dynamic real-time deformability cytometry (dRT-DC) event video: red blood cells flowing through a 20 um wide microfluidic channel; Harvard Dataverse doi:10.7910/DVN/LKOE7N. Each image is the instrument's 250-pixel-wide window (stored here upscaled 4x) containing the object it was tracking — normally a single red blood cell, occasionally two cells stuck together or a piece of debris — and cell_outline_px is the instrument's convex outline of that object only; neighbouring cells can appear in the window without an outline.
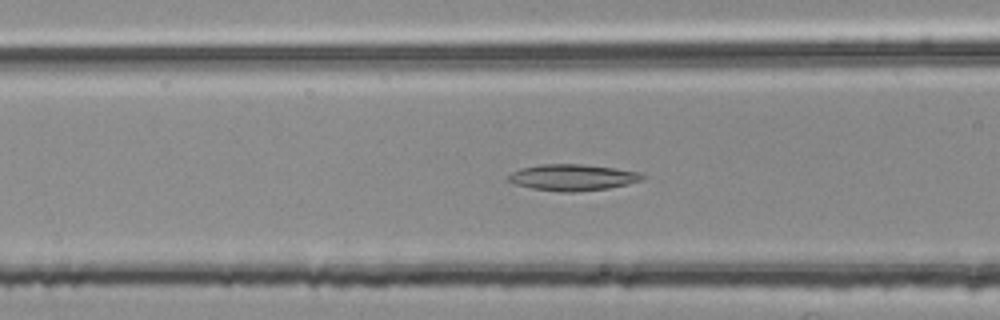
{"species": "common noctule bat (a hibernating species)", "species_latin": "Nyctalus noctula", "temperature_condition": "room temperature", "stored_images_in_passage": 53, "camera_frame_rate_fps": 3000, "um_per_image_px": 0.085, "animal": {"sex": "female", "body_mass_g": 25.1}, "frame": {"image": 1, "passage_image": 21, "time_ms": 6.667, "image_size_px": [1000, 320], "cell_outline_px": [[648, 176], [644, 180], [628, 184], [608, 188], [576, 192], [564, 192], [532, 188], [516, 184], [504, 180], [512, 172], [520, 168], [540, 164], [584, 164], [640, 172]], "centroid_in_image_um": [48.69, 15.08], "position_along_channel_um": 117.9, "area_um2": 20.69}}
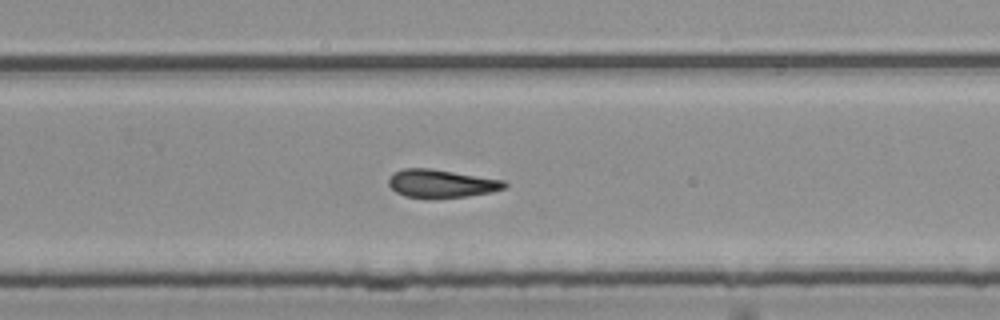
{"frame": {"image": 2, "passage_image": 35, "time_ms": 11.333, "image_size_px": [1000, 320], "cell_outline_px": [[508, 184], [504, 188], [492, 192], [464, 196], [404, 196], [396, 192], [388, 184], [388, 176], [392, 172], [400, 168], [432, 168], [504, 180]], "centroid_in_image_um": [37.48, 15.55], "position_along_channel_um": 292.3, "area_um2": 18.67}}
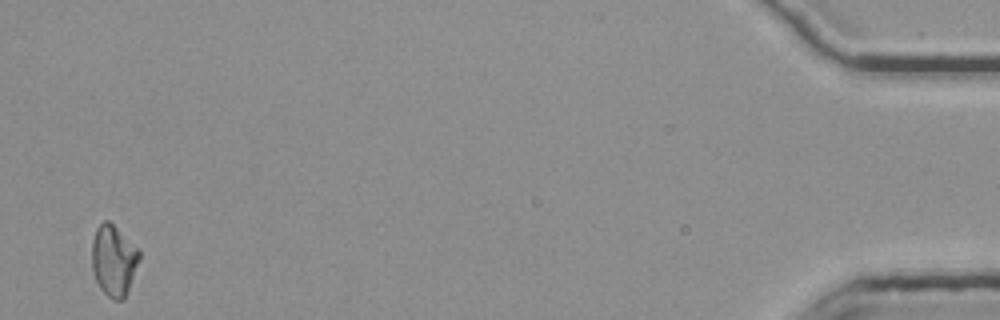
{"frame": {"image": 3, "passage_image": 53, "time_ms": 17.333, "image_size_px": [1000, 320], "cell_outline_px": [[140, 256], [124, 300], [112, 300], [100, 288], [92, 272], [92, 240], [96, 228], [104, 220], [108, 220], [140, 252]], "centroid_in_image_um": [9.62, 22.16], "position_along_channel_um": 425.6, "area_um2": 19.19}}